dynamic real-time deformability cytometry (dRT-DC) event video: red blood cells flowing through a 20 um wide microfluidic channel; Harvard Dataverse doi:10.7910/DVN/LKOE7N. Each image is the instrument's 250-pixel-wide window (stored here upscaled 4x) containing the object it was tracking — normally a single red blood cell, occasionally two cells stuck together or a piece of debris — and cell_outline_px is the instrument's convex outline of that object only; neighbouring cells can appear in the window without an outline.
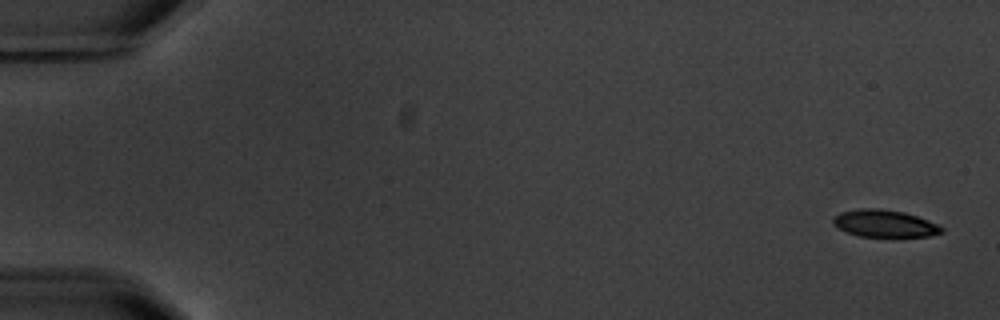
{"species": "common noctule bat (a hibernating species)", "species_latin": "Nyctalus noctula", "temperature_condition": "warm", "stored_images_in_passage": 7, "camera_frame_rate_fps": 3000, "um_per_image_px": 0.085, "animal": {"sex": "male", "body_mass_g": 20.1, "forearm_length_mm": 53.5}, "frame": {"image": 1, "passage_image": 1, "time_ms": 0.0, "image_size_px": [1000, 320], "cell_outline_px": [[944, 232], [928, 236], [860, 236], [836, 228], [832, 224], [832, 220], [840, 212], [860, 208], [876, 208], [904, 212], [928, 220], [944, 228]], "centroid_in_image_um": [75.16, 18.99], "position_along_channel_um": 9.8, "area_um2": 17.05}}
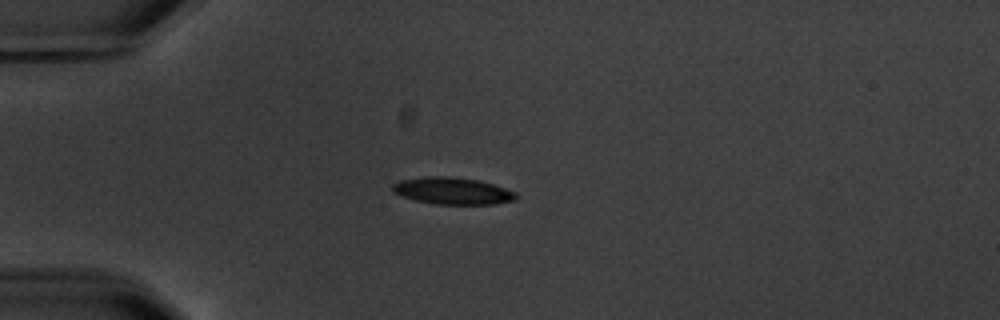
{"frame": {"image": 2, "passage_image": 5, "time_ms": 4.667, "image_size_px": [1000, 320], "cell_outline_px": [[516, 200], [496, 204], [436, 204], [416, 200], [392, 192], [392, 184], [400, 180], [424, 176], [444, 176], [476, 180], [492, 184], [516, 192]], "centroid_in_image_um": [38.45, 16.23], "position_along_channel_um": 46.6, "area_um2": 19.19}}
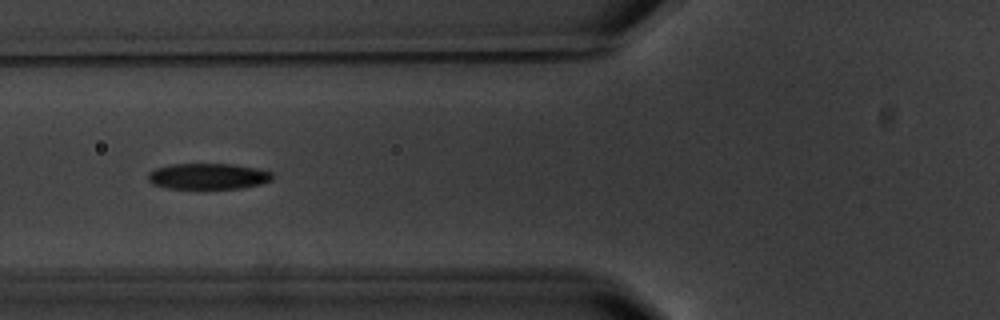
{"frame": {"image": 3, "passage_image": 7, "time_ms": 7.0, "image_size_px": [1000, 320], "cell_outline_px": [[276, 176], [272, 180], [260, 184], [244, 188], [168, 188], [152, 184], [148, 180], [148, 172], [156, 168], [172, 164], [232, 164], [256, 168], [272, 172]], "centroid_in_image_um": [17.72, 14.98], "position_along_channel_um": 108.1, "area_um2": 18.84}}